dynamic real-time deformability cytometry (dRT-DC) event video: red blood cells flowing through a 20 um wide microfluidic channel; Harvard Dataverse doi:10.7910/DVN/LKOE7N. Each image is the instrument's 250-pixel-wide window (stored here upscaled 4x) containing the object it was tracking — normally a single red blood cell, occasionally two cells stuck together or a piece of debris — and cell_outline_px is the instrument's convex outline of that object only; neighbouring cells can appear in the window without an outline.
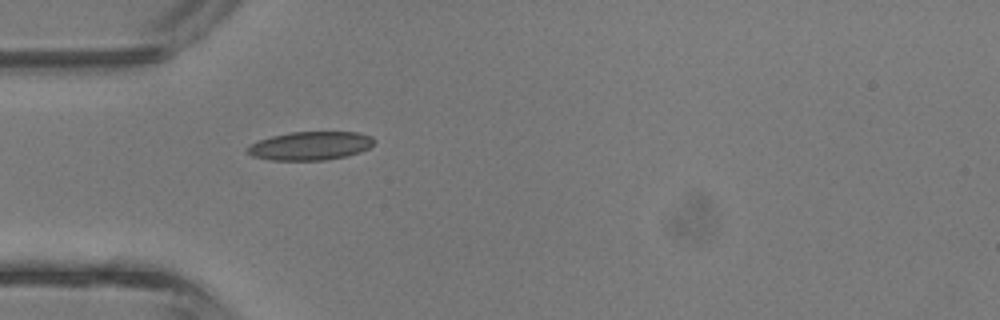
{"species": "common noctule bat (a hibernating species)", "species_latin": "Nyctalus noctula", "temperature_condition": "room temperature", "stored_images_in_passage": 23, "camera_frame_rate_fps": 3000, "um_per_image_px": 0.085, "animal": {"sex": "male", "body_mass_g": 13.3}, "frame": {"image": 1, "passage_image": 1, "time_ms": 0.0, "image_size_px": [1000, 320], "cell_outline_px": [[376, 140], [368, 148], [360, 152], [348, 156], [324, 160], [268, 160], [252, 156], [244, 152], [248, 144], [272, 136], [292, 132], [360, 132], [372, 136]], "centroid_in_image_um": [26.35, 12.4], "position_along_channel_um": 58.6, "area_um2": 21.27}}
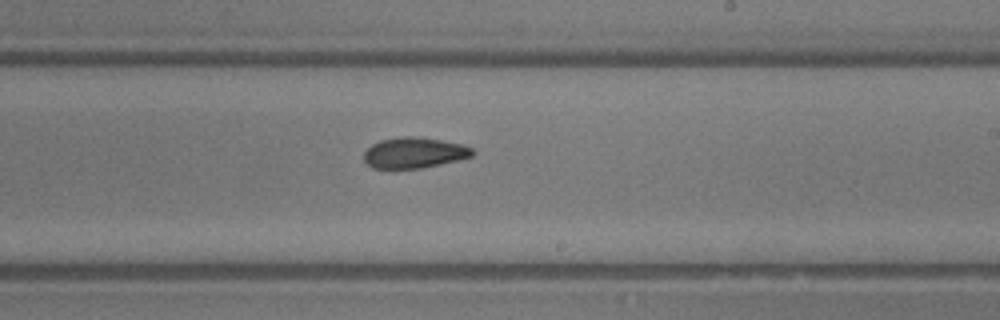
{"frame": {"image": 2, "passage_image": 13, "time_ms": 4.0, "image_size_px": [1000, 320], "cell_outline_px": [[476, 152], [472, 156], [424, 168], [392, 172], [372, 168], [364, 160], [364, 152], [372, 144], [380, 140], [404, 136], [420, 136], [464, 144], [472, 148]], "centroid_in_image_um": [35.17, 13.02], "position_along_channel_um": 253.8, "area_um2": 20.29}}
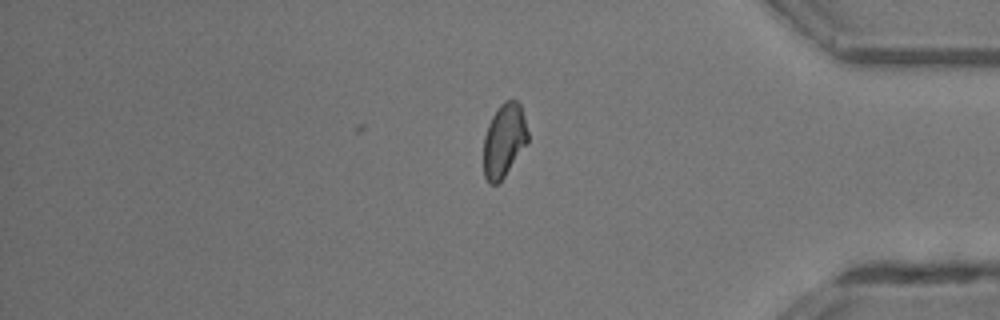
{"frame": {"image": 3, "passage_image": 23, "time_ms": 7.333, "image_size_px": [1000, 320], "cell_outline_px": [[528, 140], [504, 176], [496, 184], [488, 184], [484, 176], [484, 136], [488, 124], [492, 116], [500, 104], [504, 100], [516, 100], [520, 104], [524, 116], [528, 132]], "centroid_in_image_um": [42.83, 11.9], "position_along_channel_um": 392.4, "area_um2": 18.73}, "authors_computed_cell_mechanics": {"area_um2": 19.7098, "velocity_mm_per_s": 4.9517, "shape_relaxation_time_tau1_ms": 5.8474, "shape_relaxation_time_tau2_ms": 2.7864, "deformation_change_tau1": 0.1468, "deformation_change_tau2": 0.0806}}